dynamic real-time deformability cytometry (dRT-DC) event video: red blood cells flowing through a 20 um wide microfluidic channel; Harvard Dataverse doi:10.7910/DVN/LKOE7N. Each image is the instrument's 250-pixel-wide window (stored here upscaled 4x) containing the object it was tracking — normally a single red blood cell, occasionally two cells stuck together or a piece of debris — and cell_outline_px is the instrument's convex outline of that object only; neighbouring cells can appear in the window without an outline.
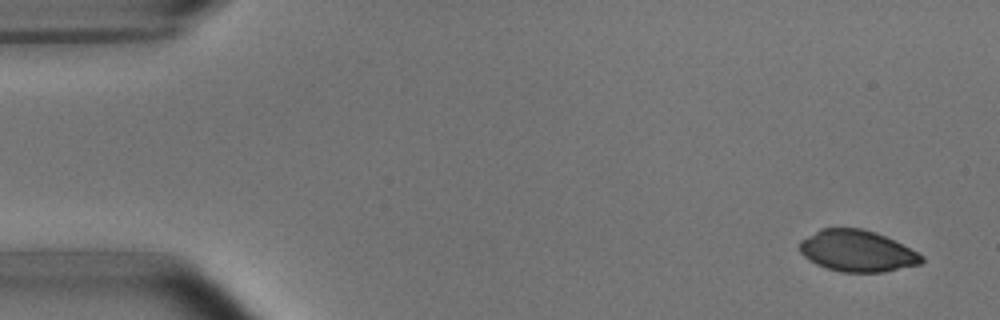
{"species": "common noctule bat (a hibernating species)", "species_latin": "Nyctalus noctula", "temperature_condition": "room temperature", "stored_images_in_passage": 7, "camera_frame_rate_fps": 3000, "um_per_image_px": 0.085, "animal": {"sex": "male", "body_mass_g": 15.6}, "frame": {"image": 1, "passage_image": 1, "time_ms": 0.0, "image_size_px": [1000, 320], "cell_outline_px": [[924, 260], [920, 264], [884, 272], [840, 272], [816, 264], [808, 260], [800, 252], [800, 240], [820, 228], [860, 228], [876, 232], [924, 256]], "centroid_in_image_um": [72.82, 21.33], "position_along_channel_um": 12.2, "area_um2": 29.25}}
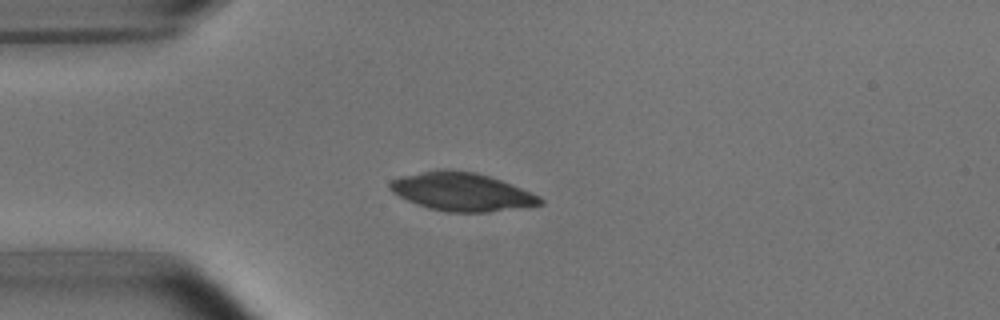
{"frame": {"image": 2, "passage_image": 4, "time_ms": 3.667, "image_size_px": [1000, 320], "cell_outline_px": [[544, 204], [528, 208], [488, 212], [448, 212], [428, 208], [416, 204], [392, 192], [388, 188], [388, 184], [392, 180], [400, 176], [436, 168], [448, 168], [476, 172], [500, 180], [540, 196], [544, 200]], "centroid_in_image_um": [39.26, 16.29], "position_along_channel_um": 45.7, "area_um2": 33.99}}
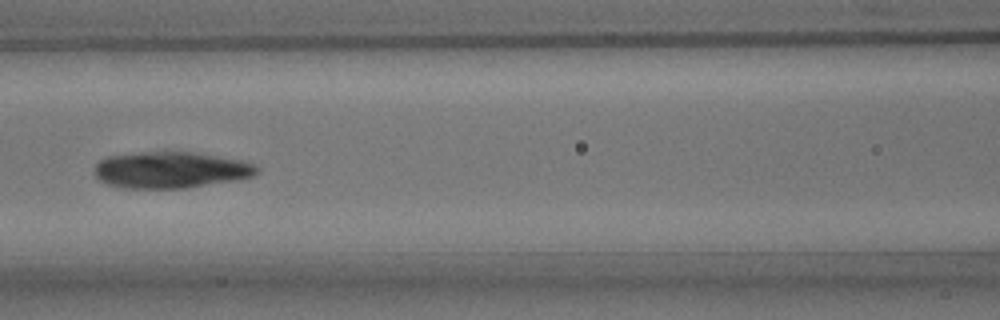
{"frame": {"image": 3, "passage_image": 7, "time_ms": 7.0, "image_size_px": [1000, 320], "cell_outline_px": [[260, 172], [252, 176], [236, 180], [184, 188], [124, 188], [108, 184], [100, 180], [92, 172], [96, 164], [100, 160], [108, 156], [140, 152], [192, 152], [240, 160], [256, 164], [260, 168]], "centroid_in_image_um": [14.51, 14.44], "position_along_channel_um": 152.1, "area_um2": 34.45}}